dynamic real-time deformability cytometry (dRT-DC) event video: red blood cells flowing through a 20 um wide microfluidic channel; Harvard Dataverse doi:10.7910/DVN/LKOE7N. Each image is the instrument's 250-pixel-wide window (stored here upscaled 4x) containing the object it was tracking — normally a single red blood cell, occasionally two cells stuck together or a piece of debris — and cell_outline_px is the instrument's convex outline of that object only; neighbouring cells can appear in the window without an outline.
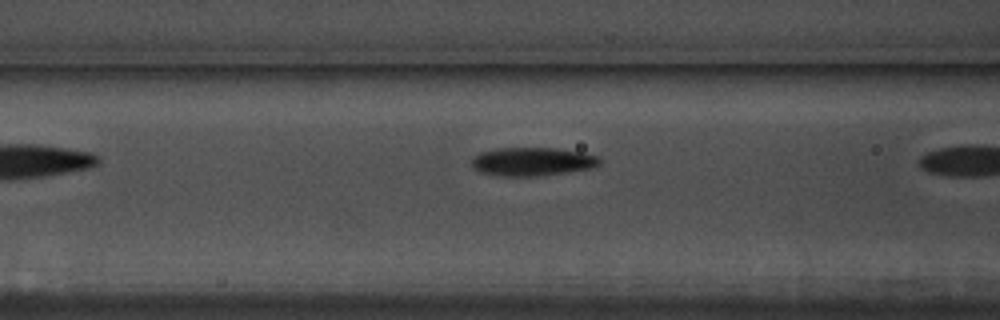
{"species": "common noctule bat (a hibernating species)", "species_latin": "Nyctalus noctula", "temperature_condition": "warm", "stored_images_in_passage": 6, "camera_frame_rate_fps": 3000, "um_per_image_px": 0.085, "animal": {"sex": "male", "body_mass_g": 17.5, "forearm_length_mm": 52.3}, "frame": {"image": 1, "passage_image": 5, "time_ms": 1.333, "image_size_px": [1000, 320], "cell_outline_px": [[600, 164], [592, 168], [568, 172], [540, 176], [496, 176], [480, 172], [472, 168], [472, 160], [480, 152], [496, 148], [556, 148], [580, 152], [596, 156], [600, 160]], "centroid_in_image_um": [45.22, 13.74], "position_along_channel_um": 121.4, "area_um2": 21.27}}